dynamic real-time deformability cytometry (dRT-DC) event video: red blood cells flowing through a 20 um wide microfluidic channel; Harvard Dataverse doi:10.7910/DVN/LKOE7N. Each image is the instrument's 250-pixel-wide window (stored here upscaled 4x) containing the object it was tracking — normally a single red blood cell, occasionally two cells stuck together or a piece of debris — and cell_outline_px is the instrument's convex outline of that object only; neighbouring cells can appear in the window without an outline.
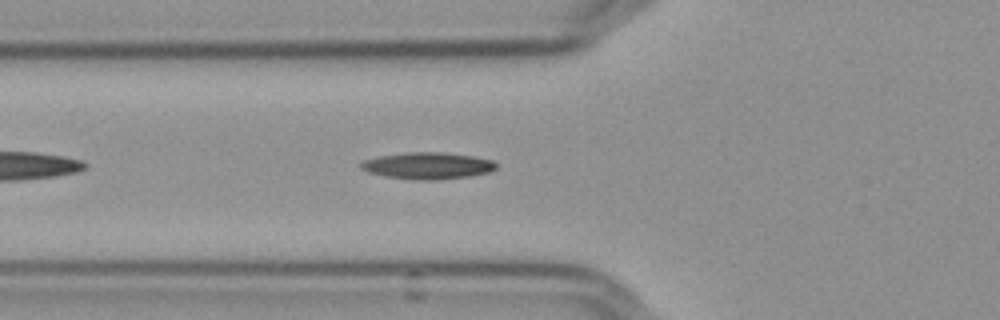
{"species": "Egyptian fruit bat (a non-hibernating species)", "species_latin": "Rousettus aegyptiacus", "temperature_condition": "cold", "stored_images_in_passage": 40, "camera_frame_rate_fps": 3000, "um_per_image_px": 0.085, "frame": {"image": 1, "passage_image": 5, "time_ms": 1.333, "image_size_px": [1000, 320], "cell_outline_px": [[496, 168], [488, 172], [468, 176], [436, 180], [420, 180], [384, 176], [368, 172], [360, 168], [360, 164], [364, 160], [380, 156], [404, 152], [444, 152], [472, 156], [492, 160], [496, 164]], "centroid_in_image_um": [36.33, 14.08], "position_along_channel_um": 89.5, "area_um2": 20.92}}
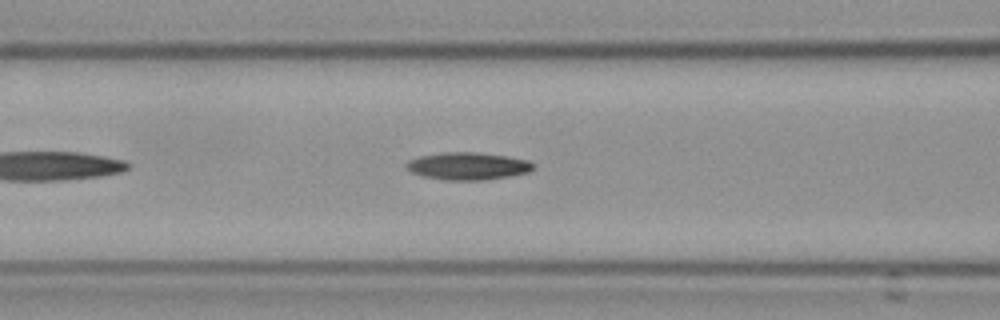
{"frame": {"image": 2, "passage_image": 8, "time_ms": 2.333, "image_size_px": [1000, 320], "cell_outline_px": [[532, 168], [528, 172], [508, 176], [484, 180], [444, 180], [424, 176], [412, 172], [404, 164], [408, 160], [420, 156], [440, 152], [476, 152], [504, 156], [528, 160], [532, 164]], "centroid_in_image_um": [39.71, 14.11], "position_along_channel_um": 126.9, "area_um2": 20.06}}
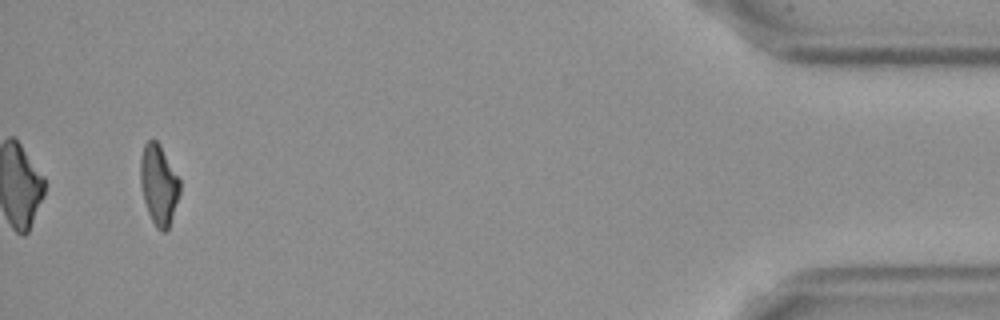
{"frame": {"image": 3, "passage_image": 38, "time_ms": 12.333, "image_size_px": [1000, 320], "cell_outline_px": [[180, 192], [168, 228], [164, 232], [160, 232], [156, 228], [148, 212], [144, 200], [140, 184], [140, 160], [144, 144], [148, 140], [156, 140], [160, 144], [180, 180]], "centroid_in_image_um": [13.48, 15.69], "position_along_channel_um": 421.7, "area_um2": 18.32}, "authors_computed_cell_mechanics": {"area_um2": 19.3052, "velocity_mm_per_s": 3.6501, "shape_relaxation_time_tau1_ms": 9.7179, "shape_relaxation_time_tau2_ms": 7.3673, "deformation_change_tau1": 0.2025, "deformation_change_tau2": 0.1672}}